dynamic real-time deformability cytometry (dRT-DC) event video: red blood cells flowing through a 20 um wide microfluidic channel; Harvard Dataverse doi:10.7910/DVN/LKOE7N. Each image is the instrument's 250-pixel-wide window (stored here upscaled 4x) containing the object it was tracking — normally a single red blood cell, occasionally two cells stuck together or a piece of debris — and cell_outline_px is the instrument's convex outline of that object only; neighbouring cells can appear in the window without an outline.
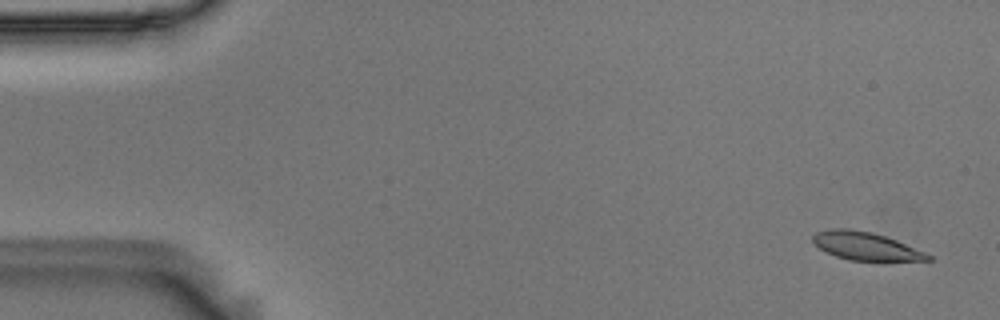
{"species": "Egyptian fruit bat (a non-hibernating species)", "species_latin": "Rousettus aegyptiacus", "temperature_condition": "room temperature", "stored_images_in_passage": 57, "camera_frame_rate_fps": 3000, "um_per_image_px": 0.085, "animal": {"sex": "male"}, "frame": {"image": 1, "passage_image": 3, "time_ms": 0.667, "image_size_px": [1000, 320], "cell_outline_px": [[936, 260], [884, 264], [848, 260], [836, 256], [812, 244], [812, 236], [816, 232], [832, 228], [848, 228], [872, 232], [896, 240], [924, 252], [932, 256]], "centroid_in_image_um": [73.67, 20.99], "position_along_channel_um": 11.3, "area_um2": 19.88}}
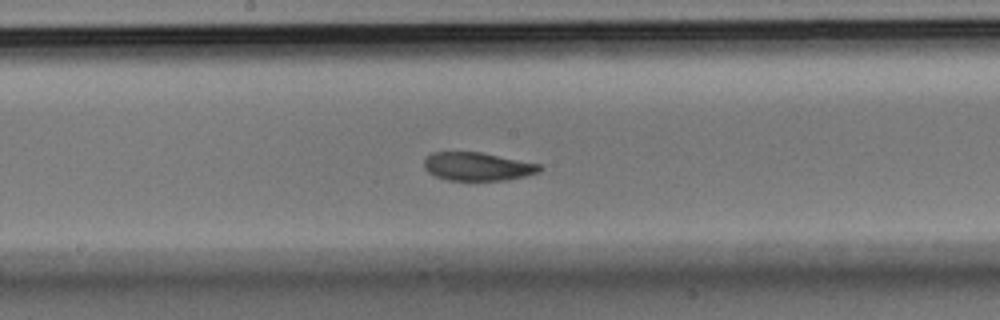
{"frame": {"image": 2, "passage_image": 30, "time_ms": 9.667, "image_size_px": [1000, 320], "cell_outline_px": [[544, 168], [540, 172], [508, 180], [448, 180], [436, 176], [428, 172], [424, 168], [424, 160], [432, 152], [480, 152], [540, 164]], "centroid_in_image_um": [40.6, 14.15], "position_along_channel_um": 207.6, "area_um2": 19.02}}
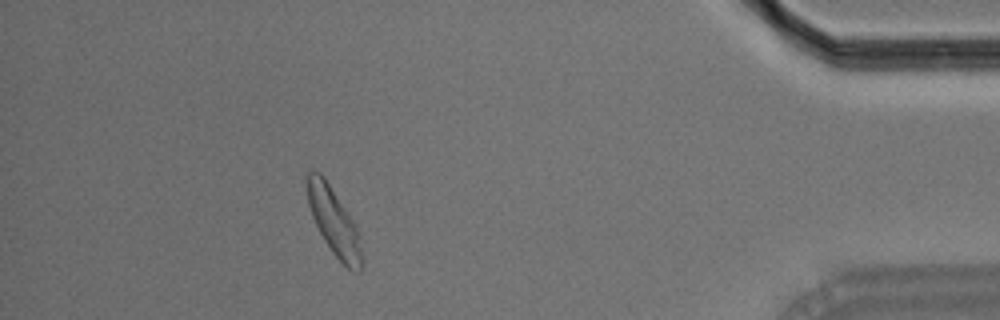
{"frame": {"image": 3, "passage_image": 51, "time_ms": 16.667, "image_size_px": [1000, 320], "cell_outline_px": [[364, 260], [360, 272], [352, 272], [332, 252], [324, 240], [312, 216], [308, 204], [308, 172], [320, 172], [324, 176], [356, 224]], "centroid_in_image_um": [28.43, 18.9], "position_along_channel_um": 406.8, "area_um2": 21.15}, "authors_computed_cell_mechanics": {"area_um2": 20.1144, "velocity_mm_per_s": 3.5758, "shape_relaxation_time_tau1_ms": 3.718, "shape_relaxation_time_tau2_ms": null, "deformation_change_tau1": 0.1519, "deformation_change_tau2": null}}